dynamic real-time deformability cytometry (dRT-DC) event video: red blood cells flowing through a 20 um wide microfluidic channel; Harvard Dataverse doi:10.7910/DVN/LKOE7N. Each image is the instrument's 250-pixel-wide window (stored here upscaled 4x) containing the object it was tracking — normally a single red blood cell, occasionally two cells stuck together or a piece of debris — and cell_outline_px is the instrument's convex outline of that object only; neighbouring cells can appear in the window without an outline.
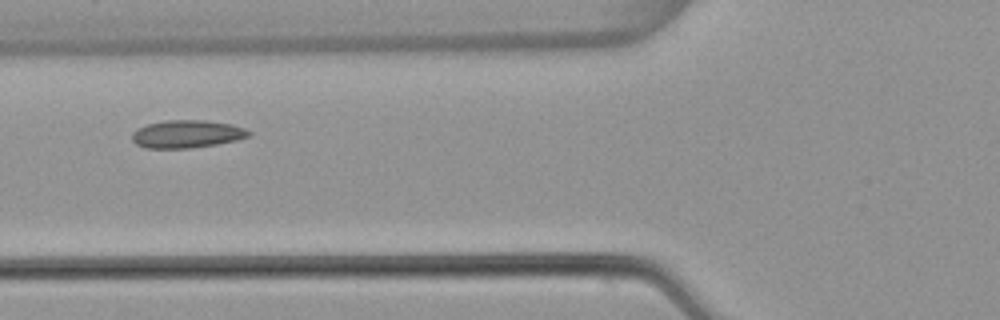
{"species": "common noctule bat (a hibernating species)", "species_latin": "Nyctalus noctula", "temperature_condition": "warm", "stored_images_in_passage": 5, "camera_frame_rate_fps": 3000, "um_per_image_px": 0.085, "animal": {"sex": "female", "body_mass_g": 22.7, "forearm_length_mm": 54.2}, "frame": {"image": 1, "passage_image": 3, "time_ms": 0.667, "image_size_px": [1000, 320], "cell_outline_px": [[252, 132], [248, 136], [236, 140], [216, 144], [192, 148], [144, 148], [136, 144], [132, 140], [132, 132], [148, 124], [164, 120], [204, 120], [232, 124], [244, 128]], "centroid_in_image_um": [15.88, 11.39], "position_along_channel_um": 109.9, "area_um2": 18.84}}
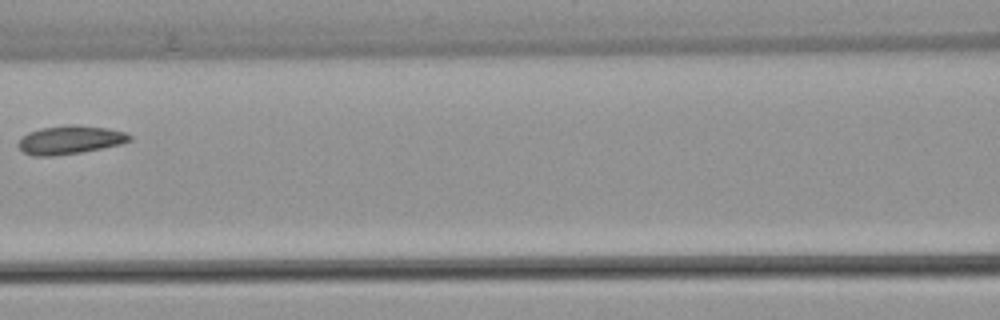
{"frame": {"image": 2, "passage_image": 4, "time_ms": 1.0, "image_size_px": [1000, 320], "cell_outline_px": [[132, 140], [120, 144], [80, 152], [52, 156], [32, 156], [24, 152], [16, 144], [28, 132], [40, 128], [64, 124], [76, 124], [108, 128], [124, 132], [132, 136]], "centroid_in_image_um": [5.94, 11.87], "position_along_channel_um": 160.7, "area_um2": 18.5}}